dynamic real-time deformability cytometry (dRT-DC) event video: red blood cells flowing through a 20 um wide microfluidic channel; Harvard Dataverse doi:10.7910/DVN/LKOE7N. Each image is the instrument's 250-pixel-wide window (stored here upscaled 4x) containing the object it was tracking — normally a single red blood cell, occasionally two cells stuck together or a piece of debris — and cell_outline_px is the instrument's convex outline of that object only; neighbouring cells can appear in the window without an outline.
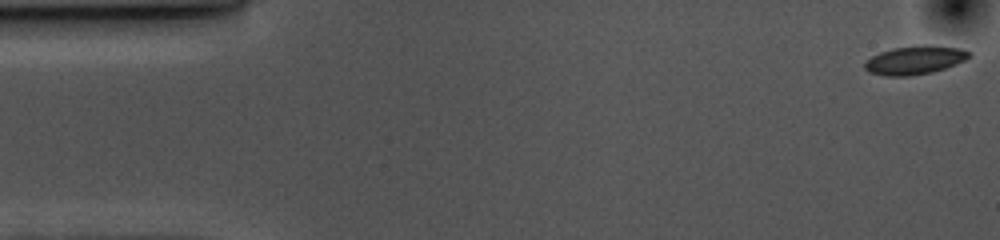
{"species": "common noctule bat (a hibernating species)", "species_latin": "Nyctalus noctula", "temperature_condition": "cold", "stored_images_in_passage": 55, "camera_frame_rate_fps": 3000, "um_per_image_px": 0.085, "animal": {"sex": "female", "body_mass_g": 10.0, "forearm_length_mm": 53.1}, "frame": {"image": 1, "passage_image": 1, "time_ms": 0.0, "image_size_px": [1000, 240], "cell_outline_px": [[972, 56], [956, 64], [932, 72], [908, 76], [884, 76], [868, 72], [864, 68], [864, 60], [880, 52], [892, 48], [924, 44], [960, 48], [972, 52]], "centroid_in_image_um": [77.74, 5.1], "position_along_channel_um": 7.3, "area_um2": 17.57}}
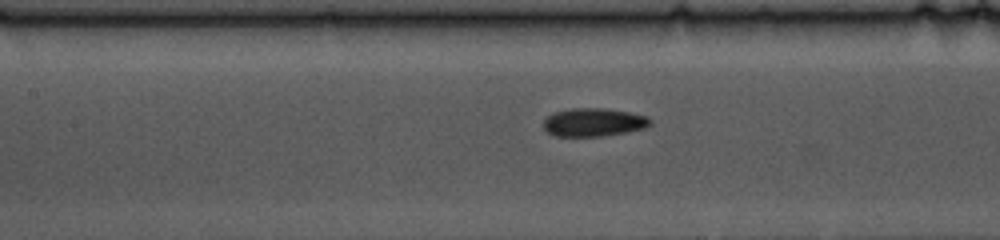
{"frame": {"image": 2, "passage_image": 23, "time_ms": 7.333, "image_size_px": [1000, 240], "cell_outline_px": [[652, 124], [644, 128], [628, 132], [604, 136], [556, 136], [548, 132], [544, 128], [544, 120], [548, 116], [556, 112], [572, 108], [604, 108], [628, 112], [648, 116], [652, 120]], "centroid_in_image_um": [50.5, 10.4], "position_along_channel_um": 156.9, "area_um2": 17.57}}
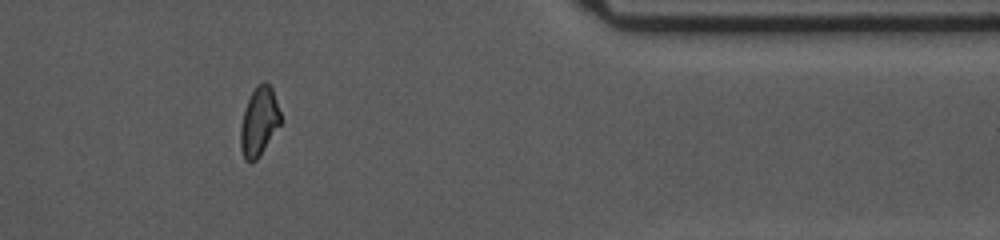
{"frame": {"image": 3, "passage_image": 45, "time_ms": 14.667, "image_size_px": [1000, 240], "cell_outline_px": [[284, 120], [260, 156], [252, 164], [248, 164], [244, 160], [240, 148], [240, 128], [244, 108], [256, 84], [264, 80], [272, 88]], "centroid_in_image_um": [22.04, 10.37], "position_along_channel_um": 389.4, "area_um2": 16.7}, "authors_computed_cell_mechanics": {"area_um2": 16.9354, "velocity_mm_per_s": 3.5566, "shape_relaxation_time_tau1_ms": 4.1029, "shape_relaxation_time_tau2_ms": 5.4255, "deformation_change_tau1": 0.1053, "deformation_change_tau2": 0.095}}